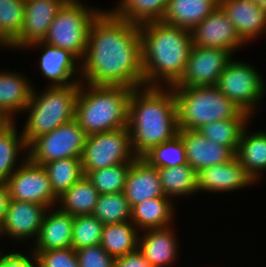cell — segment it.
I'll list each match as a JSON object with an SVG mask.
<instances>
[{
    "label": "cell",
    "mask_w": 266,
    "mask_h": 267,
    "mask_svg": "<svg viewBox=\"0 0 266 267\" xmlns=\"http://www.w3.org/2000/svg\"><path fill=\"white\" fill-rule=\"evenodd\" d=\"M255 185L236 157L229 162L206 167L197 172L198 193H232Z\"/></svg>",
    "instance_id": "17"
},
{
    "label": "cell",
    "mask_w": 266,
    "mask_h": 267,
    "mask_svg": "<svg viewBox=\"0 0 266 267\" xmlns=\"http://www.w3.org/2000/svg\"><path fill=\"white\" fill-rule=\"evenodd\" d=\"M103 226L93 215L74 216L71 247L76 251L100 244Z\"/></svg>",
    "instance_id": "38"
},
{
    "label": "cell",
    "mask_w": 266,
    "mask_h": 267,
    "mask_svg": "<svg viewBox=\"0 0 266 267\" xmlns=\"http://www.w3.org/2000/svg\"><path fill=\"white\" fill-rule=\"evenodd\" d=\"M176 202L169 197L144 200L131 209V222L141 232L147 229L166 228L174 225Z\"/></svg>",
    "instance_id": "25"
},
{
    "label": "cell",
    "mask_w": 266,
    "mask_h": 267,
    "mask_svg": "<svg viewBox=\"0 0 266 267\" xmlns=\"http://www.w3.org/2000/svg\"><path fill=\"white\" fill-rule=\"evenodd\" d=\"M193 46L221 48L233 55L246 44L238 36L233 23L218 6L192 31Z\"/></svg>",
    "instance_id": "16"
},
{
    "label": "cell",
    "mask_w": 266,
    "mask_h": 267,
    "mask_svg": "<svg viewBox=\"0 0 266 267\" xmlns=\"http://www.w3.org/2000/svg\"><path fill=\"white\" fill-rule=\"evenodd\" d=\"M70 1L73 0H25L23 27L19 37L7 50L13 49L17 52L33 43L43 41L58 11Z\"/></svg>",
    "instance_id": "15"
},
{
    "label": "cell",
    "mask_w": 266,
    "mask_h": 267,
    "mask_svg": "<svg viewBox=\"0 0 266 267\" xmlns=\"http://www.w3.org/2000/svg\"><path fill=\"white\" fill-rule=\"evenodd\" d=\"M75 253L79 267H114L115 259L100 244L80 248Z\"/></svg>",
    "instance_id": "40"
},
{
    "label": "cell",
    "mask_w": 266,
    "mask_h": 267,
    "mask_svg": "<svg viewBox=\"0 0 266 267\" xmlns=\"http://www.w3.org/2000/svg\"><path fill=\"white\" fill-rule=\"evenodd\" d=\"M36 88L34 86L30 102L23 112L27 118L21 131L28 146L37 137L75 119L79 93V84L46 86L42 92Z\"/></svg>",
    "instance_id": "5"
},
{
    "label": "cell",
    "mask_w": 266,
    "mask_h": 267,
    "mask_svg": "<svg viewBox=\"0 0 266 267\" xmlns=\"http://www.w3.org/2000/svg\"><path fill=\"white\" fill-rule=\"evenodd\" d=\"M237 56L221 48L193 46L185 72L173 87L214 86L230 60Z\"/></svg>",
    "instance_id": "12"
},
{
    "label": "cell",
    "mask_w": 266,
    "mask_h": 267,
    "mask_svg": "<svg viewBox=\"0 0 266 267\" xmlns=\"http://www.w3.org/2000/svg\"><path fill=\"white\" fill-rule=\"evenodd\" d=\"M131 207L124 192L100 194L93 216L104 225L131 221Z\"/></svg>",
    "instance_id": "36"
},
{
    "label": "cell",
    "mask_w": 266,
    "mask_h": 267,
    "mask_svg": "<svg viewBox=\"0 0 266 267\" xmlns=\"http://www.w3.org/2000/svg\"><path fill=\"white\" fill-rule=\"evenodd\" d=\"M259 6L266 8V0H254Z\"/></svg>",
    "instance_id": "45"
},
{
    "label": "cell",
    "mask_w": 266,
    "mask_h": 267,
    "mask_svg": "<svg viewBox=\"0 0 266 267\" xmlns=\"http://www.w3.org/2000/svg\"><path fill=\"white\" fill-rule=\"evenodd\" d=\"M157 171L166 197L179 200V198L191 197L198 193L197 172L188 164L157 168Z\"/></svg>",
    "instance_id": "30"
},
{
    "label": "cell",
    "mask_w": 266,
    "mask_h": 267,
    "mask_svg": "<svg viewBox=\"0 0 266 267\" xmlns=\"http://www.w3.org/2000/svg\"><path fill=\"white\" fill-rule=\"evenodd\" d=\"M74 216L61 211L57 206L48 208L42 220L39 235L32 251H48L70 248L72 244Z\"/></svg>",
    "instance_id": "22"
},
{
    "label": "cell",
    "mask_w": 266,
    "mask_h": 267,
    "mask_svg": "<svg viewBox=\"0 0 266 267\" xmlns=\"http://www.w3.org/2000/svg\"><path fill=\"white\" fill-rule=\"evenodd\" d=\"M28 49H36V52L40 49L39 72L50 82L45 86H68L81 82V62L68 50L48 45L43 41L33 43L24 50Z\"/></svg>",
    "instance_id": "13"
},
{
    "label": "cell",
    "mask_w": 266,
    "mask_h": 267,
    "mask_svg": "<svg viewBox=\"0 0 266 267\" xmlns=\"http://www.w3.org/2000/svg\"><path fill=\"white\" fill-rule=\"evenodd\" d=\"M150 166L156 168L175 167L187 164L185 145L176 135L173 139L151 147L141 156Z\"/></svg>",
    "instance_id": "35"
},
{
    "label": "cell",
    "mask_w": 266,
    "mask_h": 267,
    "mask_svg": "<svg viewBox=\"0 0 266 267\" xmlns=\"http://www.w3.org/2000/svg\"><path fill=\"white\" fill-rule=\"evenodd\" d=\"M175 224L140 232L138 249L153 267H171L178 262L179 242Z\"/></svg>",
    "instance_id": "19"
},
{
    "label": "cell",
    "mask_w": 266,
    "mask_h": 267,
    "mask_svg": "<svg viewBox=\"0 0 266 267\" xmlns=\"http://www.w3.org/2000/svg\"><path fill=\"white\" fill-rule=\"evenodd\" d=\"M45 168L52 190L60 197L83 175L81 158H63L53 160L43 165Z\"/></svg>",
    "instance_id": "33"
},
{
    "label": "cell",
    "mask_w": 266,
    "mask_h": 267,
    "mask_svg": "<svg viewBox=\"0 0 266 267\" xmlns=\"http://www.w3.org/2000/svg\"><path fill=\"white\" fill-rule=\"evenodd\" d=\"M139 27L144 86L173 87L186 69L193 47L191 31L162 21Z\"/></svg>",
    "instance_id": "2"
},
{
    "label": "cell",
    "mask_w": 266,
    "mask_h": 267,
    "mask_svg": "<svg viewBox=\"0 0 266 267\" xmlns=\"http://www.w3.org/2000/svg\"><path fill=\"white\" fill-rule=\"evenodd\" d=\"M185 145L186 161L196 172L200 169L229 162L235 157L230 148L207 140L197 130H179Z\"/></svg>",
    "instance_id": "20"
},
{
    "label": "cell",
    "mask_w": 266,
    "mask_h": 267,
    "mask_svg": "<svg viewBox=\"0 0 266 267\" xmlns=\"http://www.w3.org/2000/svg\"><path fill=\"white\" fill-rule=\"evenodd\" d=\"M33 88L34 84L24 72L0 69V110L18 122L15 119L30 102Z\"/></svg>",
    "instance_id": "23"
},
{
    "label": "cell",
    "mask_w": 266,
    "mask_h": 267,
    "mask_svg": "<svg viewBox=\"0 0 266 267\" xmlns=\"http://www.w3.org/2000/svg\"><path fill=\"white\" fill-rule=\"evenodd\" d=\"M123 192L131 208L147 199L166 197L157 168L141 157L133 160Z\"/></svg>",
    "instance_id": "21"
},
{
    "label": "cell",
    "mask_w": 266,
    "mask_h": 267,
    "mask_svg": "<svg viewBox=\"0 0 266 267\" xmlns=\"http://www.w3.org/2000/svg\"><path fill=\"white\" fill-rule=\"evenodd\" d=\"M47 207L31 202L10 200L4 220L0 225V237L11 242L36 241ZM13 240V241H12ZM25 240V241H24Z\"/></svg>",
    "instance_id": "14"
},
{
    "label": "cell",
    "mask_w": 266,
    "mask_h": 267,
    "mask_svg": "<svg viewBox=\"0 0 266 267\" xmlns=\"http://www.w3.org/2000/svg\"><path fill=\"white\" fill-rule=\"evenodd\" d=\"M11 200L38 203L52 208L57 206L48 174L41 165L27 158L5 181Z\"/></svg>",
    "instance_id": "11"
},
{
    "label": "cell",
    "mask_w": 266,
    "mask_h": 267,
    "mask_svg": "<svg viewBox=\"0 0 266 267\" xmlns=\"http://www.w3.org/2000/svg\"><path fill=\"white\" fill-rule=\"evenodd\" d=\"M102 10L81 0L65 3L50 24L43 42L68 50L81 62L87 49L90 25Z\"/></svg>",
    "instance_id": "7"
},
{
    "label": "cell",
    "mask_w": 266,
    "mask_h": 267,
    "mask_svg": "<svg viewBox=\"0 0 266 267\" xmlns=\"http://www.w3.org/2000/svg\"><path fill=\"white\" fill-rule=\"evenodd\" d=\"M87 135L75 119L37 137L28 146V158L43 166L53 160L81 158Z\"/></svg>",
    "instance_id": "10"
},
{
    "label": "cell",
    "mask_w": 266,
    "mask_h": 267,
    "mask_svg": "<svg viewBox=\"0 0 266 267\" xmlns=\"http://www.w3.org/2000/svg\"><path fill=\"white\" fill-rule=\"evenodd\" d=\"M33 252L37 256L38 267H79L75 250L72 247Z\"/></svg>",
    "instance_id": "39"
},
{
    "label": "cell",
    "mask_w": 266,
    "mask_h": 267,
    "mask_svg": "<svg viewBox=\"0 0 266 267\" xmlns=\"http://www.w3.org/2000/svg\"><path fill=\"white\" fill-rule=\"evenodd\" d=\"M128 130L137 157L178 135L173 87L134 88L129 99Z\"/></svg>",
    "instance_id": "3"
},
{
    "label": "cell",
    "mask_w": 266,
    "mask_h": 267,
    "mask_svg": "<svg viewBox=\"0 0 266 267\" xmlns=\"http://www.w3.org/2000/svg\"><path fill=\"white\" fill-rule=\"evenodd\" d=\"M169 0H119L110 10L129 23L141 25L161 21Z\"/></svg>",
    "instance_id": "31"
},
{
    "label": "cell",
    "mask_w": 266,
    "mask_h": 267,
    "mask_svg": "<svg viewBox=\"0 0 266 267\" xmlns=\"http://www.w3.org/2000/svg\"><path fill=\"white\" fill-rule=\"evenodd\" d=\"M81 82L133 89L144 86L139 25L103 9L89 28Z\"/></svg>",
    "instance_id": "1"
},
{
    "label": "cell",
    "mask_w": 266,
    "mask_h": 267,
    "mask_svg": "<svg viewBox=\"0 0 266 267\" xmlns=\"http://www.w3.org/2000/svg\"><path fill=\"white\" fill-rule=\"evenodd\" d=\"M132 164L133 161L96 169L89 172L86 176L98 190L99 194L119 193L124 190L126 178Z\"/></svg>",
    "instance_id": "37"
},
{
    "label": "cell",
    "mask_w": 266,
    "mask_h": 267,
    "mask_svg": "<svg viewBox=\"0 0 266 267\" xmlns=\"http://www.w3.org/2000/svg\"><path fill=\"white\" fill-rule=\"evenodd\" d=\"M220 0H169L162 22L192 31L218 6Z\"/></svg>",
    "instance_id": "26"
},
{
    "label": "cell",
    "mask_w": 266,
    "mask_h": 267,
    "mask_svg": "<svg viewBox=\"0 0 266 267\" xmlns=\"http://www.w3.org/2000/svg\"><path fill=\"white\" fill-rule=\"evenodd\" d=\"M249 125L242 131L235 157L254 182L260 183L266 173V130L250 132Z\"/></svg>",
    "instance_id": "24"
},
{
    "label": "cell",
    "mask_w": 266,
    "mask_h": 267,
    "mask_svg": "<svg viewBox=\"0 0 266 267\" xmlns=\"http://www.w3.org/2000/svg\"><path fill=\"white\" fill-rule=\"evenodd\" d=\"M25 0H0V48H8L24 24Z\"/></svg>",
    "instance_id": "34"
},
{
    "label": "cell",
    "mask_w": 266,
    "mask_h": 267,
    "mask_svg": "<svg viewBox=\"0 0 266 267\" xmlns=\"http://www.w3.org/2000/svg\"><path fill=\"white\" fill-rule=\"evenodd\" d=\"M252 117L242 112L236 119L218 120L205 124L197 131L207 140L230 147L235 153L244 128L251 123Z\"/></svg>",
    "instance_id": "32"
},
{
    "label": "cell",
    "mask_w": 266,
    "mask_h": 267,
    "mask_svg": "<svg viewBox=\"0 0 266 267\" xmlns=\"http://www.w3.org/2000/svg\"><path fill=\"white\" fill-rule=\"evenodd\" d=\"M0 267H38V260L36 254L30 249L27 254L26 251L24 254L21 251L13 250L11 253L3 252L1 254Z\"/></svg>",
    "instance_id": "41"
},
{
    "label": "cell",
    "mask_w": 266,
    "mask_h": 267,
    "mask_svg": "<svg viewBox=\"0 0 266 267\" xmlns=\"http://www.w3.org/2000/svg\"><path fill=\"white\" fill-rule=\"evenodd\" d=\"M90 179L83 175L67 191L58 197L57 207L72 216L92 215L99 197Z\"/></svg>",
    "instance_id": "27"
},
{
    "label": "cell",
    "mask_w": 266,
    "mask_h": 267,
    "mask_svg": "<svg viewBox=\"0 0 266 267\" xmlns=\"http://www.w3.org/2000/svg\"><path fill=\"white\" fill-rule=\"evenodd\" d=\"M133 88L79 83L75 120L86 135L128 127L129 99Z\"/></svg>",
    "instance_id": "4"
},
{
    "label": "cell",
    "mask_w": 266,
    "mask_h": 267,
    "mask_svg": "<svg viewBox=\"0 0 266 267\" xmlns=\"http://www.w3.org/2000/svg\"><path fill=\"white\" fill-rule=\"evenodd\" d=\"M10 200L11 198L9 195L7 184L5 182H0V225L4 220V216L8 209Z\"/></svg>",
    "instance_id": "43"
},
{
    "label": "cell",
    "mask_w": 266,
    "mask_h": 267,
    "mask_svg": "<svg viewBox=\"0 0 266 267\" xmlns=\"http://www.w3.org/2000/svg\"><path fill=\"white\" fill-rule=\"evenodd\" d=\"M179 130H198L218 120L236 119L242 112L217 87H173Z\"/></svg>",
    "instance_id": "6"
},
{
    "label": "cell",
    "mask_w": 266,
    "mask_h": 267,
    "mask_svg": "<svg viewBox=\"0 0 266 267\" xmlns=\"http://www.w3.org/2000/svg\"><path fill=\"white\" fill-rule=\"evenodd\" d=\"M15 121L0 110V134L6 131Z\"/></svg>",
    "instance_id": "44"
},
{
    "label": "cell",
    "mask_w": 266,
    "mask_h": 267,
    "mask_svg": "<svg viewBox=\"0 0 266 267\" xmlns=\"http://www.w3.org/2000/svg\"><path fill=\"white\" fill-rule=\"evenodd\" d=\"M140 231L131 222L103 226L100 245L114 259L138 249Z\"/></svg>",
    "instance_id": "29"
},
{
    "label": "cell",
    "mask_w": 266,
    "mask_h": 267,
    "mask_svg": "<svg viewBox=\"0 0 266 267\" xmlns=\"http://www.w3.org/2000/svg\"><path fill=\"white\" fill-rule=\"evenodd\" d=\"M114 267H153L139 249L115 258Z\"/></svg>",
    "instance_id": "42"
},
{
    "label": "cell",
    "mask_w": 266,
    "mask_h": 267,
    "mask_svg": "<svg viewBox=\"0 0 266 267\" xmlns=\"http://www.w3.org/2000/svg\"><path fill=\"white\" fill-rule=\"evenodd\" d=\"M137 156L131 148L128 127L87 136L81 157L84 175L100 168L130 163Z\"/></svg>",
    "instance_id": "9"
},
{
    "label": "cell",
    "mask_w": 266,
    "mask_h": 267,
    "mask_svg": "<svg viewBox=\"0 0 266 267\" xmlns=\"http://www.w3.org/2000/svg\"><path fill=\"white\" fill-rule=\"evenodd\" d=\"M16 126L14 122L0 134V182H5L28 158V145L22 131H19Z\"/></svg>",
    "instance_id": "28"
},
{
    "label": "cell",
    "mask_w": 266,
    "mask_h": 267,
    "mask_svg": "<svg viewBox=\"0 0 266 267\" xmlns=\"http://www.w3.org/2000/svg\"><path fill=\"white\" fill-rule=\"evenodd\" d=\"M233 57L219 76L216 87L252 118L265 98L266 81L251 63Z\"/></svg>",
    "instance_id": "8"
},
{
    "label": "cell",
    "mask_w": 266,
    "mask_h": 267,
    "mask_svg": "<svg viewBox=\"0 0 266 267\" xmlns=\"http://www.w3.org/2000/svg\"><path fill=\"white\" fill-rule=\"evenodd\" d=\"M219 6L246 45L265 36L266 8L259 6L254 0H220Z\"/></svg>",
    "instance_id": "18"
}]
</instances>
